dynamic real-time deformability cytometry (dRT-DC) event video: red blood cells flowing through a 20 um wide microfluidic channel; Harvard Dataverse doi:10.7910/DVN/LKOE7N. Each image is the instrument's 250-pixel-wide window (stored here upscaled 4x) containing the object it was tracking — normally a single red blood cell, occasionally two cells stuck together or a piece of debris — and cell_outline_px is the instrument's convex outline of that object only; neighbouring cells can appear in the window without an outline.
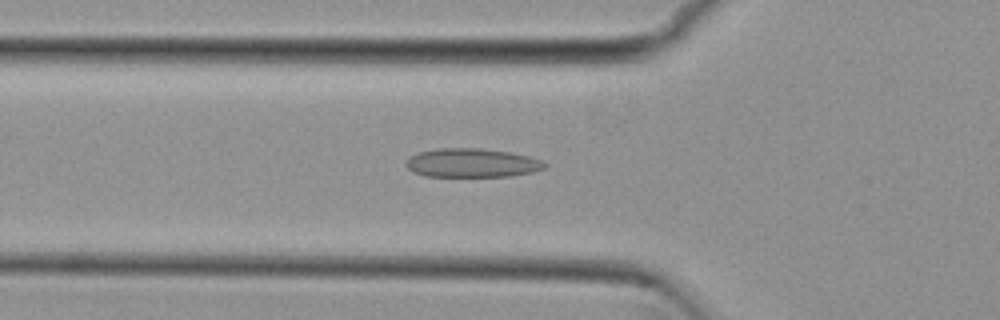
{"species": "common noctule bat (a hibernating species)", "species_latin": "Nyctalus noctula", "temperature_condition": "cold", "stored_images_in_passage": 33, "camera_frame_rate_fps": 3000, "um_per_image_px": 0.085, "animal": {"sex": "female", "body_mass_g": 29.2, "forearm_length_mm": 56.3}, "frame": {"image": 1, "passage_image": 11, "time_ms": 3.333, "image_size_px": [1000, 320], "cell_outline_px": [[548, 164], [544, 168], [532, 172], [512, 176], [424, 176], [412, 172], [404, 164], [412, 156], [420, 152], [440, 148], [480, 148], [508, 152], [528, 156], [540, 160]], "centroid_in_image_um": [40.11, 13.85], "position_along_channel_um": 85.7, "area_um2": 23.12}}
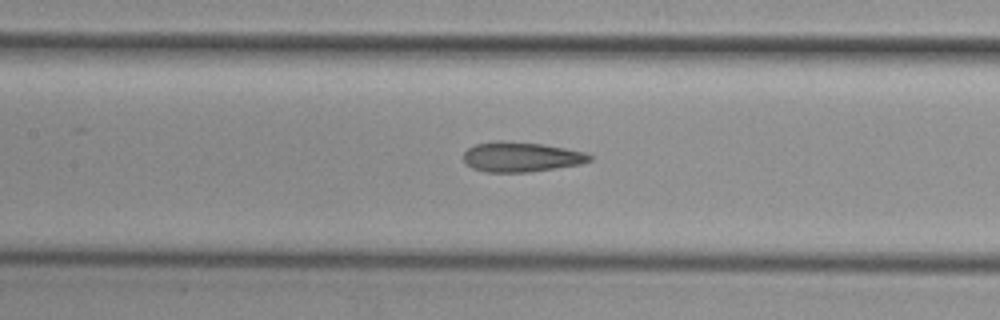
{"frame": {"image": 2, "passage_image": 17, "time_ms": 5.333, "image_size_px": [1000, 320], "cell_outline_px": [[592, 160], [580, 164], [556, 168], [528, 172], [484, 172], [472, 168], [464, 160], [464, 152], [468, 148], [476, 144], [496, 140], [504, 140], [544, 144], [588, 152], [592, 156]], "centroid_in_image_um": [44.32, 13.32], "position_along_channel_um": 163.1, "area_um2": 22.2}}
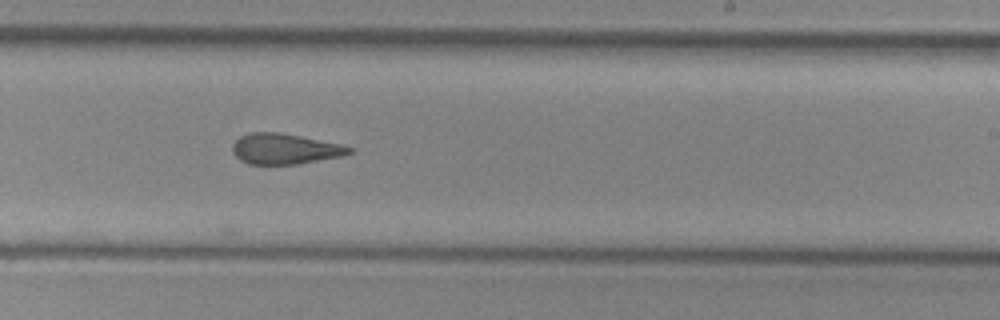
{"frame": {"image": 3, "passage_image": 25, "time_ms": 8.0, "image_size_px": [1000, 320], "cell_outline_px": [[352, 152], [344, 156], [300, 164], [248, 164], [240, 160], [232, 152], [232, 144], [240, 136], [248, 132], [276, 132], [300, 136], [340, 144], [352, 148]], "centroid_in_image_um": [24.19, 12.66], "position_along_channel_um": 264.8, "area_um2": 20.87}}